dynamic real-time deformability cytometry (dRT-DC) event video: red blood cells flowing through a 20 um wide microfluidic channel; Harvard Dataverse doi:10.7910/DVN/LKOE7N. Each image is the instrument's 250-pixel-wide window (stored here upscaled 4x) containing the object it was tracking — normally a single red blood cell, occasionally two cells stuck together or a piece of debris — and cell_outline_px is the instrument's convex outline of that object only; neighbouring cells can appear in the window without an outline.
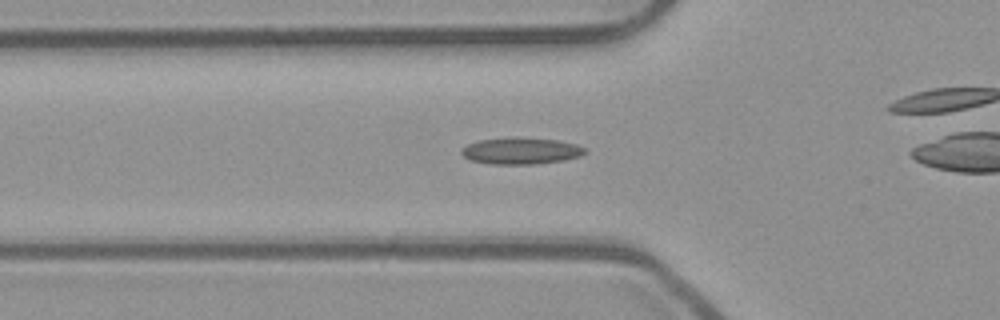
{"species": "common noctule bat (a hibernating species)", "species_latin": "Nyctalus noctula", "temperature_condition": "room temperature", "stored_images_in_passage": 39, "camera_frame_rate_fps": 3000, "um_per_image_px": 0.085, "animal": {"sex": "male", "body_mass_g": 23.1, "forearm_length_mm": 52.7}, "frame": {"image": 1, "passage_image": 3, "time_ms": 0.667, "image_size_px": [1000, 320], "cell_outline_px": [[588, 152], [580, 156], [564, 160], [536, 164], [492, 164], [468, 160], [460, 152], [460, 148], [468, 144], [480, 140], [516, 136], [556, 140], [576, 144], [584, 148]], "centroid_in_image_um": [44.26, 12.82], "position_along_channel_um": 81.5, "area_um2": 19.36}}
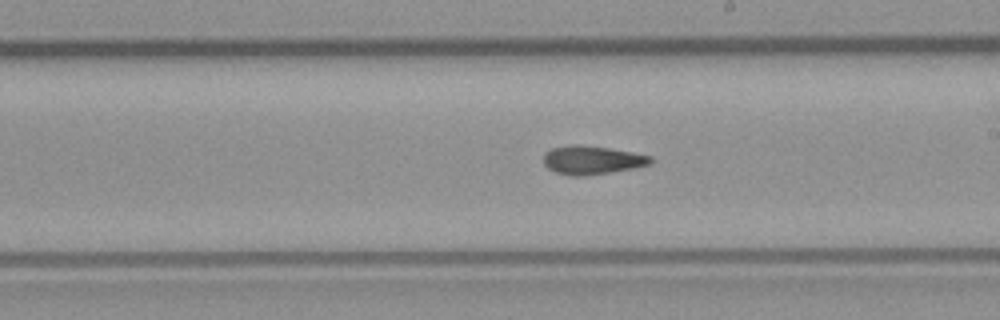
{"frame": {"image": 2, "passage_image": 15, "time_ms": 4.667, "image_size_px": [1000, 320], "cell_outline_px": [[652, 164], [632, 168], [588, 176], [572, 176], [556, 172], [548, 168], [544, 164], [544, 152], [552, 148], [568, 144], [576, 144], [608, 148], [632, 152], [652, 156]], "centroid_in_image_um": [50.3, 13.6], "position_along_channel_um": 238.7, "area_um2": 17.86}}
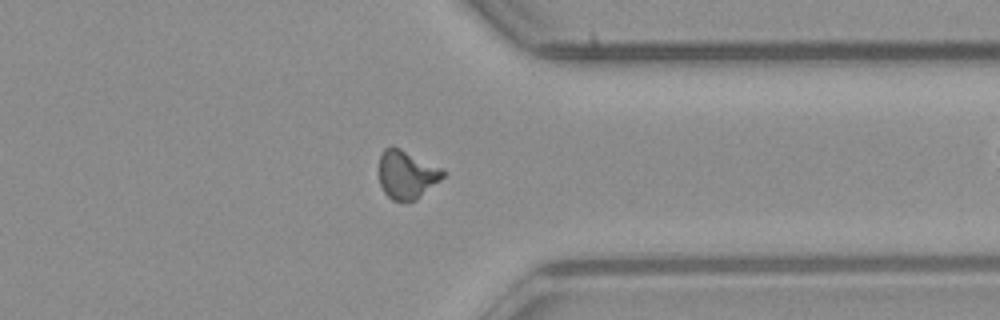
{"frame": {"image": 3, "passage_image": 26, "time_ms": 8.333, "image_size_px": [1000, 320], "cell_outline_px": [[444, 176], [440, 180], [416, 200], [392, 200], [384, 192], [380, 184], [380, 156], [384, 148], [400, 148], [440, 168], [444, 172]], "centroid_in_image_um": [34.56, 14.85], "position_along_channel_um": 376.8, "area_um2": 17.46}, "authors_computed_cell_mechanics": {"area_um2": 17.4556, "velocity_mm_per_s": 3.8918, "shape_relaxation_time_tau1_ms": null, "shape_relaxation_time_tau2_ms": 7.4267, "deformation_change_tau1": null, "deformation_change_tau2": 0.1667}}